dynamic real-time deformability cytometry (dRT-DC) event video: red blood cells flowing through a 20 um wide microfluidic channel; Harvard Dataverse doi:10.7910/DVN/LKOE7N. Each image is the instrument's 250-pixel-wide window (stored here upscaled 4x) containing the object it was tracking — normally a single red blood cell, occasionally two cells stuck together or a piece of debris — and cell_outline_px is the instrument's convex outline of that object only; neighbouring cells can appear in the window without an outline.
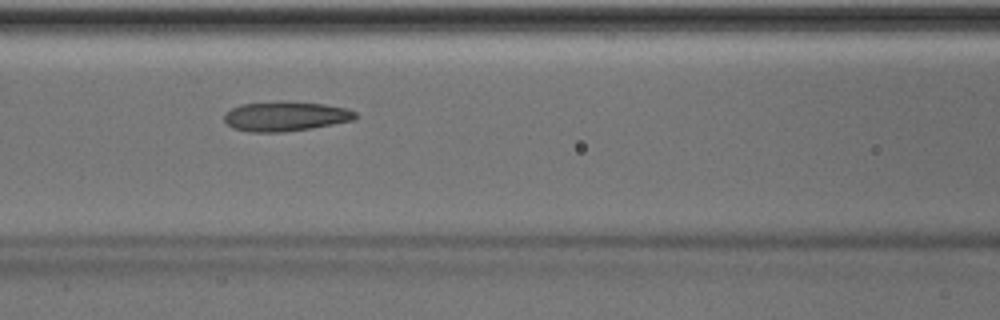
{"species": "Egyptian fruit bat (a non-hibernating species)", "species_latin": "Rousettus aegyptiacus", "temperature_condition": "room temperature", "stored_images_in_passage": 50, "camera_frame_rate_fps": 3000, "um_per_image_px": 0.085, "animal": {"sex": "male"}, "frame": {"image": 1, "passage_image": 22, "time_ms": 7.0, "image_size_px": [1000, 320], "cell_outline_px": [[356, 116], [352, 120], [332, 124], [308, 128], [280, 132], [252, 132], [232, 128], [224, 120], [224, 112], [240, 104], [324, 104], [344, 108], [356, 112]], "centroid_in_image_um": [24.21, 9.93], "position_along_channel_um": 142.4, "area_um2": 21.39}, "authors_computed_cell_mechanics": {"area_um2": 22.8888, "velocity_mm_per_s": 4.0343, "shape_relaxation_time_tau1_ms": 10.4668, "shape_relaxation_time_tau2_ms": 1.9332, "deformation_change_tau1": 0.2307, "deformation_change_tau2": 0.0965}}